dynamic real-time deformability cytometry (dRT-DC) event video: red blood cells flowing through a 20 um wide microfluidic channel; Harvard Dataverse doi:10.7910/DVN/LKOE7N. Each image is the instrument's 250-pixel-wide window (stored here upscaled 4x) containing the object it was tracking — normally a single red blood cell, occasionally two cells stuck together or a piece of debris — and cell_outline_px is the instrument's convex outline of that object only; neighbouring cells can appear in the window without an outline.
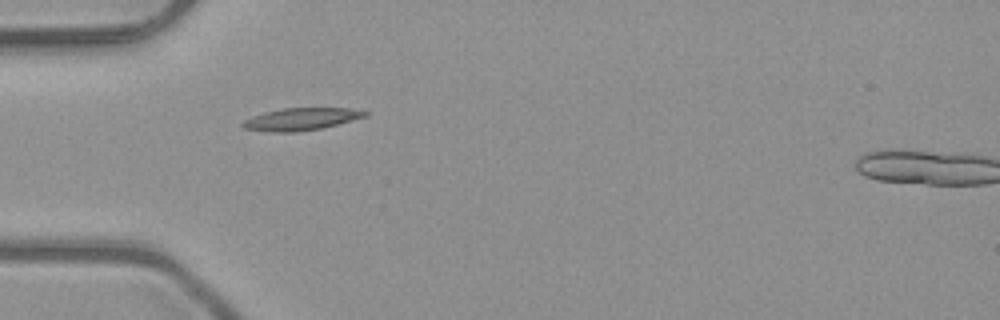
{"species": "common noctule bat (a hibernating species)", "species_latin": "Nyctalus noctula", "temperature_condition": "room temperature", "stored_images_in_passage": 2, "camera_frame_rate_fps": 3000, "um_per_image_px": 0.085, "animal": {"sex": "male", "body_mass_g": 23.1, "forearm_length_mm": 52.7}, "frame": {"image": 1, "passage_image": 1, "time_ms": 0.0, "image_size_px": [1000, 320], "cell_outline_px": [[372, 112], [368, 116], [324, 128], [292, 132], [272, 132], [244, 128], [240, 124], [244, 120], [252, 116], [264, 112], [284, 108], [352, 108]], "centroid_in_image_um": [25.65, 10.12], "position_along_channel_um": 59.3, "area_um2": 16.07}}